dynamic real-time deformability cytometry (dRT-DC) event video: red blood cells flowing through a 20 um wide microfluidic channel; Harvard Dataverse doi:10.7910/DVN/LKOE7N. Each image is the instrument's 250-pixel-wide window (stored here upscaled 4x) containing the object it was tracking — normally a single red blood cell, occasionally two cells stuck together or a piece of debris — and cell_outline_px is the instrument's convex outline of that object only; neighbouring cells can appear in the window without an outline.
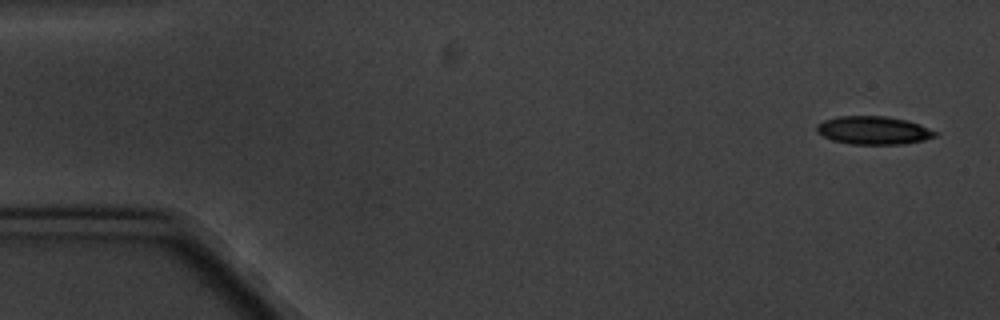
{"species": "common noctule bat (a hibernating species)", "species_latin": "Nyctalus noctula", "temperature_condition": "cold", "stored_images_in_passage": 5, "camera_frame_rate_fps": 3000, "um_per_image_px": 0.085, "animal": {"sex": "male", "body_mass_g": 20.1, "forearm_length_mm": 53.5}, "frame": {"image": 1, "passage_image": 1, "time_ms": 0.0, "image_size_px": [1000, 320], "cell_outline_px": [[940, 132], [936, 136], [924, 140], [904, 144], [852, 144], [832, 140], [816, 132], [816, 124], [824, 120], [836, 116], [884, 116], [904, 120], [920, 124]], "centroid_in_image_um": [74.25, 11.08], "position_along_channel_um": 10.7, "area_um2": 19.54}}
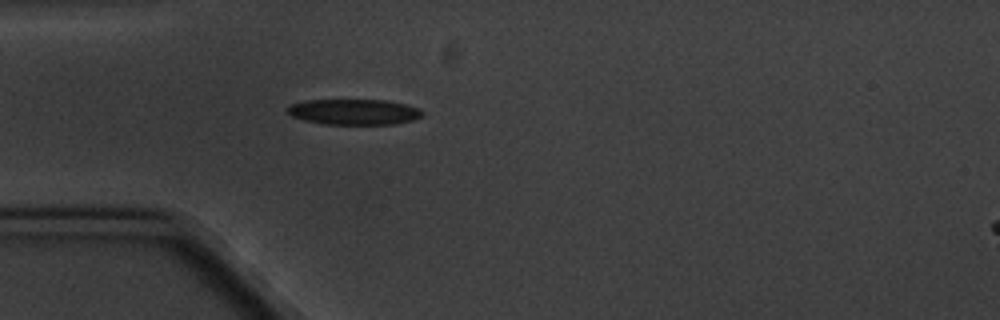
{"frame": {"image": 2, "passage_image": 5, "time_ms": 4.667, "image_size_px": [1000, 320], "cell_outline_px": [[424, 116], [412, 120], [396, 124], [324, 124], [304, 120], [292, 116], [288, 112], [288, 108], [292, 104], [308, 100], [388, 100], [408, 104], [420, 108], [424, 112]], "centroid_in_image_um": [30.18, 9.51], "position_along_channel_um": 54.8, "area_um2": 20.23}}